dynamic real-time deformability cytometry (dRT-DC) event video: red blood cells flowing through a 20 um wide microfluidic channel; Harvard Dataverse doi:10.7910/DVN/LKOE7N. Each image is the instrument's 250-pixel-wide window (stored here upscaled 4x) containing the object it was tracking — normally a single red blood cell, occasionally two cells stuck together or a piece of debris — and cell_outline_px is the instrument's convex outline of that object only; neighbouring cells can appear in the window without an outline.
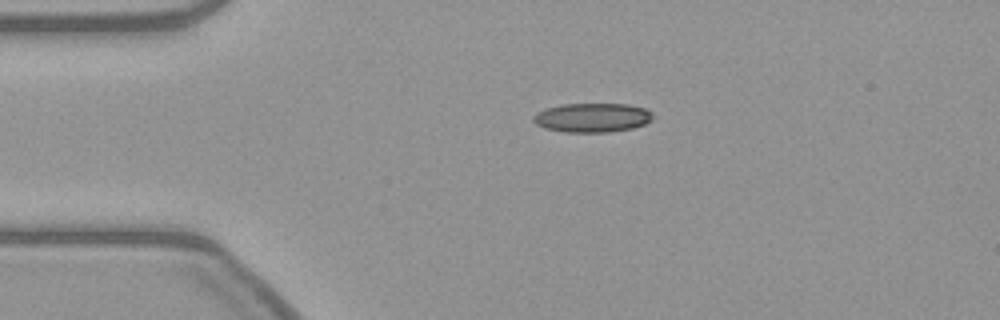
{"species": "common noctule bat (a hibernating species)", "species_latin": "Nyctalus noctula", "temperature_condition": "warm", "stored_images_in_passage": 44, "camera_frame_rate_fps": 3000, "um_per_image_px": 0.085, "animal": {"sex": "female", "body_mass_g": 21.9}, "frame": {"image": 1, "passage_image": 1, "time_ms": 0.0, "image_size_px": [1000, 320], "cell_outline_px": [[652, 120], [644, 124], [632, 128], [608, 132], [564, 132], [544, 128], [536, 124], [532, 120], [532, 116], [536, 112], [548, 108], [564, 104], [628, 104], [644, 108], [652, 112]], "centroid_in_image_um": [50.32, 10.0], "position_along_channel_um": 34.7, "area_um2": 20.29}}
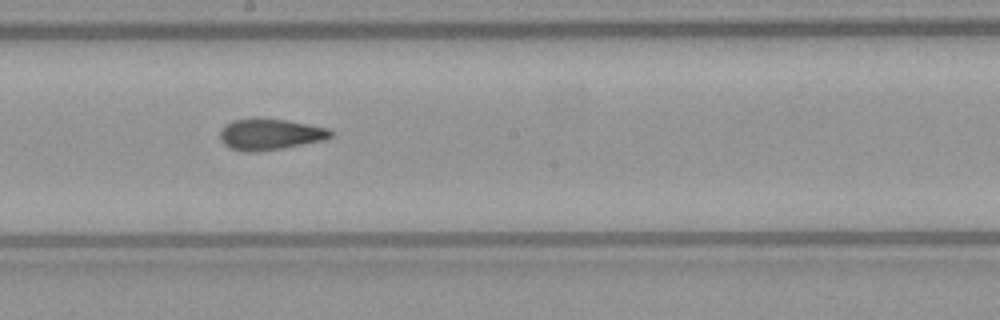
{"frame": {"image": 2, "passage_image": 19, "time_ms": 6.0, "image_size_px": [1000, 320], "cell_outline_px": [[332, 136], [324, 140], [260, 152], [244, 152], [228, 148], [220, 140], [220, 132], [224, 124], [232, 120], [256, 116], [288, 120], [328, 128], [332, 132]], "centroid_in_image_um": [22.89, 11.39], "position_along_channel_um": 225.3, "area_um2": 20.63}}
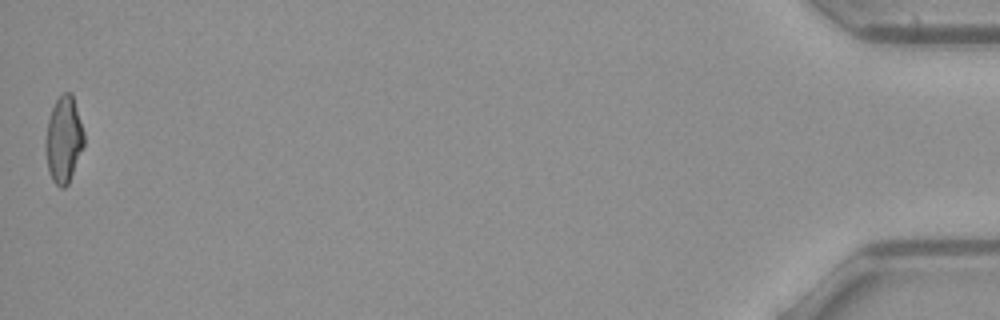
{"frame": {"image": 3, "passage_image": 44, "time_ms": 14.333, "image_size_px": [1000, 320], "cell_outline_px": [[84, 144], [68, 184], [64, 188], [60, 188], [52, 180], [48, 168], [44, 144], [48, 120], [52, 108], [56, 100], [64, 92], [72, 92], [84, 132]], "centroid_in_image_um": [5.41, 11.85], "position_along_channel_um": 429.8, "area_um2": 19.25}}